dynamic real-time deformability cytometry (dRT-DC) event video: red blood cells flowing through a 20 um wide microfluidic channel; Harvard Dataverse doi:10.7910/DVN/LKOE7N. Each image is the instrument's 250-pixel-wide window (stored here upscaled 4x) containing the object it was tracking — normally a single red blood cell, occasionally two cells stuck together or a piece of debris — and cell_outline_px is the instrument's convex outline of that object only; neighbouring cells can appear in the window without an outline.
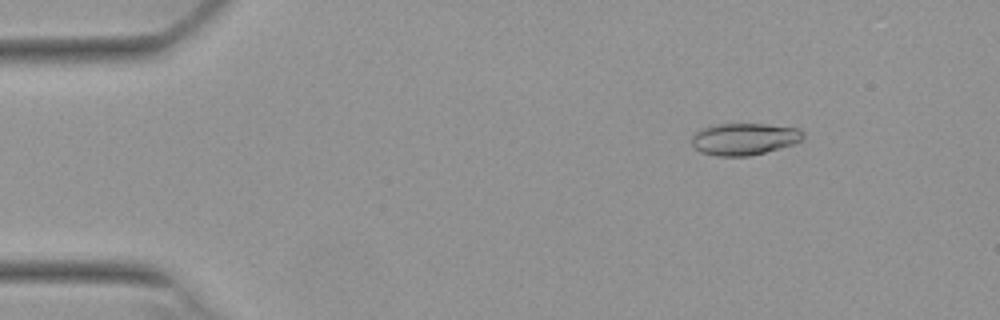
{"species": "Egyptian fruit bat (a non-hibernating species)", "species_latin": "Rousettus aegyptiacus", "temperature_condition": "warm", "stored_images_in_passage": 48, "camera_frame_rate_fps": 3000, "um_per_image_px": 0.085, "animal": {"sex": "female"}, "frame": {"image": 1, "passage_image": 7, "time_ms": 2.0, "image_size_px": [1000, 320], "cell_outline_px": [[804, 140], [780, 148], [748, 156], [716, 156], [700, 152], [692, 144], [692, 136], [700, 128], [716, 124], [768, 124], [796, 128], [804, 132]], "centroid_in_image_um": [63.25, 11.81], "position_along_channel_um": 21.7, "area_um2": 20.75}}
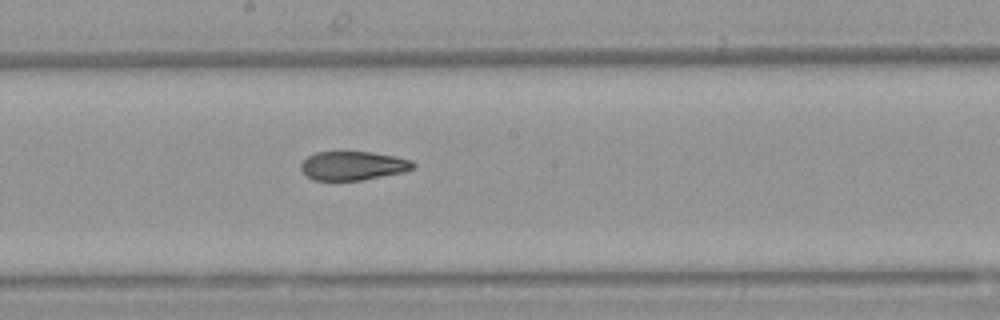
{"frame": {"image": 2, "passage_image": 29, "time_ms": 9.333, "image_size_px": [1000, 320], "cell_outline_px": [[416, 164], [412, 168], [404, 172], [360, 180], [312, 180], [300, 168], [300, 164], [308, 156], [316, 152], [372, 152], [412, 160]], "centroid_in_image_um": [29.99, 14.08], "position_along_channel_um": 218.2, "area_um2": 18.67}}
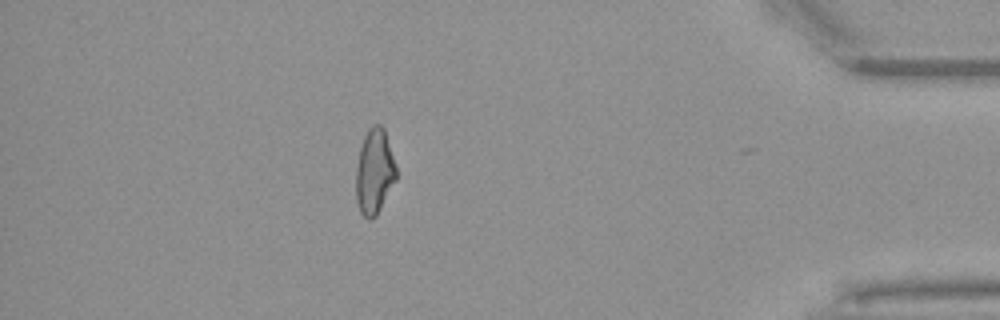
{"frame": {"image": 3, "passage_image": 47, "time_ms": 15.333, "image_size_px": [1000, 320], "cell_outline_px": [[396, 180], [376, 216], [372, 220], [368, 220], [360, 212], [356, 200], [356, 168], [360, 148], [364, 136], [368, 128], [372, 124], [380, 124], [384, 128], [396, 164]], "centroid_in_image_um": [31.82, 14.59], "position_along_channel_um": 403.4, "area_um2": 20.11}, "authors_computed_cell_mechanics": {"area_um2": 20.4034, "velocity_mm_per_s": 3.8324, "shape_relaxation_time_tau1_ms": null, "shape_relaxation_time_tau2_ms": 2.5752, "deformation_change_tau1": null, "deformation_change_tau2": 0.0943}}